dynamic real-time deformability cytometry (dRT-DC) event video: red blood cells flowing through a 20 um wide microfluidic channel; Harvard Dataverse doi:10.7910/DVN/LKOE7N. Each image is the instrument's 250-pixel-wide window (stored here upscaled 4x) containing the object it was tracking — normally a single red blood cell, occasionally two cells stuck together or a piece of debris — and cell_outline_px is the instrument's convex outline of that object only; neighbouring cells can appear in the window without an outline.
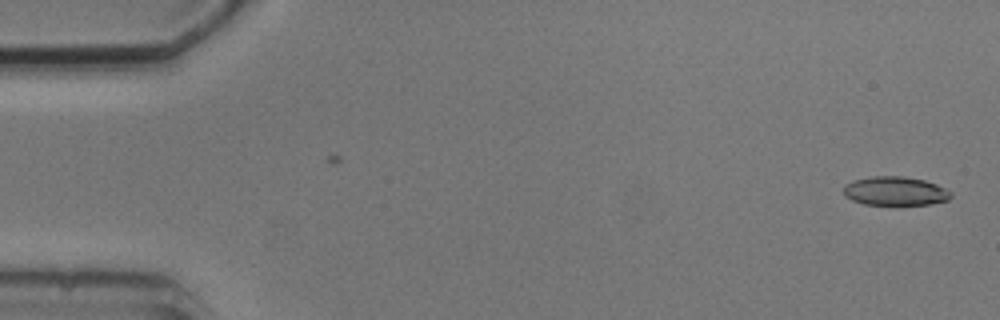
{"species": "common noctule bat (a hibernating species)", "species_latin": "Nyctalus noctula", "temperature_condition": "cold", "stored_images_in_passage": 2, "camera_frame_rate_fps": 3000, "um_per_image_px": 0.085, "animal": {"sex": "male", "body_mass_g": 20.5, "forearm_length_mm": 52.5}, "frame": {"image": 1, "passage_image": 2, "time_ms": 1.0, "image_size_px": [1000, 320], "cell_outline_px": [[952, 196], [948, 200], [928, 204], [900, 208], [896, 208], [864, 204], [852, 200], [844, 196], [844, 184], [852, 180], [872, 176], [904, 176], [924, 180], [936, 184], [952, 192]], "centroid_in_image_um": [76.08, 16.29], "position_along_channel_um": 8.9, "area_um2": 19.02}}